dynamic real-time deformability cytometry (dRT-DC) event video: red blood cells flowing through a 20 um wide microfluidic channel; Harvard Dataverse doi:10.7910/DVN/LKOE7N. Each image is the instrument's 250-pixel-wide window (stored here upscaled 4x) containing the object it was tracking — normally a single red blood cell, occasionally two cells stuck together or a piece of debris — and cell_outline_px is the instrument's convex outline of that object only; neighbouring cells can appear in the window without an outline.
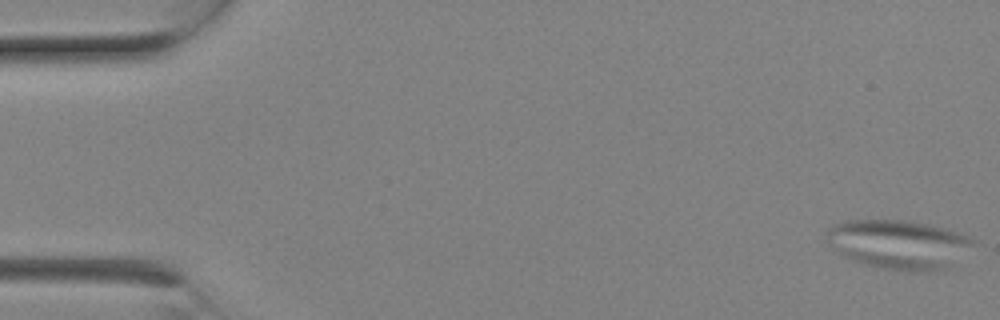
{"species": "Egyptian fruit bat (a non-hibernating species)", "species_latin": "Rousettus aegyptiacus", "temperature_condition": "room temperature", "stored_images_in_passage": 8, "camera_frame_rate_fps": 3000, "um_per_image_px": 0.085, "animal": {"sex": "female"}, "frame": {"image": 1, "passage_image": 1, "time_ms": 0.0, "image_size_px": [1000, 320], "cell_outline_px": [[976, 240], [960, 268], [936, 272], [904, 272], [864, 264], [844, 256], [832, 248], [828, 244], [828, 228], [832, 224], [844, 220], [908, 220], [928, 224], [960, 232]], "centroid_in_image_um": [76.54, 20.81], "position_along_channel_um": 8.5, "area_um2": 43.47}}
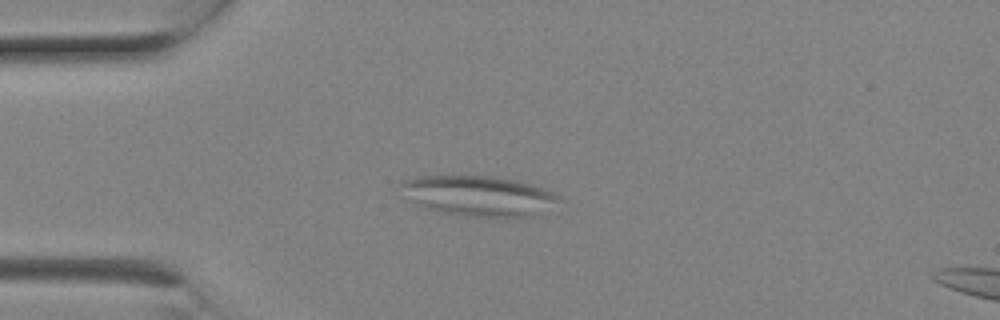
{"frame": {"image": 2, "passage_image": 6, "time_ms": 1.667, "image_size_px": [1000, 320], "cell_outline_px": [[560, 200], [536, 216], [476, 216], [440, 212], [424, 208], [416, 204], [400, 184], [404, 180], [416, 176], [496, 176], [516, 180], [532, 184], [552, 192], [560, 196]], "centroid_in_image_um": [40.72, 16.63], "position_along_channel_um": 44.3, "area_um2": 36.41}}